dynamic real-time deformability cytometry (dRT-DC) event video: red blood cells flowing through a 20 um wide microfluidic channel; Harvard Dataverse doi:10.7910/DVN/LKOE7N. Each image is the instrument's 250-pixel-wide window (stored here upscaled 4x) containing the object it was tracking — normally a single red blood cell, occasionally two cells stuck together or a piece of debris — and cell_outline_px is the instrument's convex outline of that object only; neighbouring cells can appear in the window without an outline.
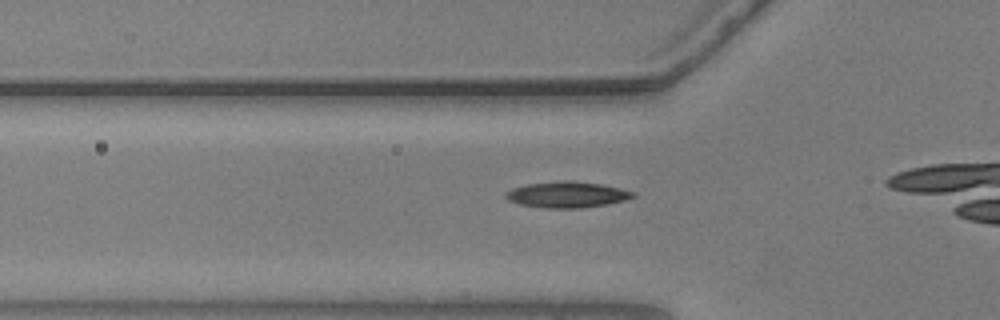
{"species": "common noctule bat (a hibernating species)", "species_latin": "Nyctalus noctula", "temperature_condition": "warm", "stored_images_in_passage": 13, "camera_frame_rate_fps": 3000, "um_per_image_px": 0.085, "animal": {"sex": "male", "body_mass_g": 20.5, "forearm_length_mm": 52.5}, "frame": {"image": 1, "passage_image": 8, "time_ms": 2.333, "image_size_px": [1000, 320], "cell_outline_px": [[636, 196], [624, 200], [604, 204], [580, 208], [548, 208], [520, 204], [508, 200], [504, 196], [504, 192], [512, 188], [528, 184], [564, 180], [568, 180], [600, 184], [620, 188], [636, 192]], "centroid_in_image_um": [48.18, 16.53], "position_along_channel_um": 77.6, "area_um2": 19.13}}
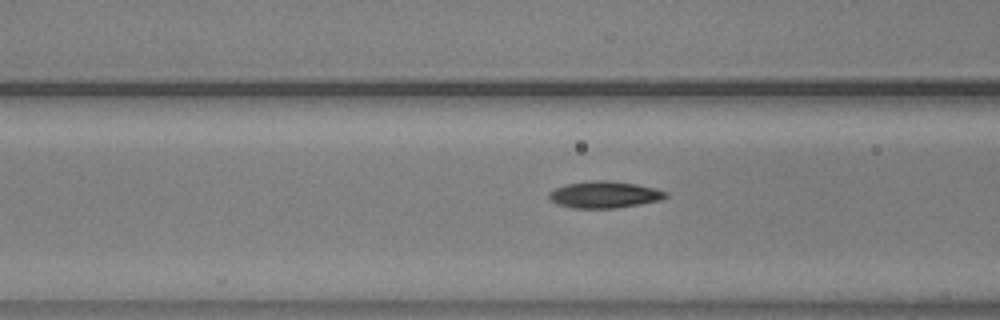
{"frame": {"image": 2, "passage_image": 11, "time_ms": 3.333, "image_size_px": [1000, 320], "cell_outline_px": [[668, 196], [660, 200], [640, 204], [616, 208], [572, 208], [560, 204], [552, 200], [548, 196], [548, 192], [556, 188], [568, 184], [592, 180], [608, 180], [636, 184], [668, 192]], "centroid_in_image_um": [51.39, 16.54], "position_along_channel_um": 115.2, "area_um2": 17.98}}